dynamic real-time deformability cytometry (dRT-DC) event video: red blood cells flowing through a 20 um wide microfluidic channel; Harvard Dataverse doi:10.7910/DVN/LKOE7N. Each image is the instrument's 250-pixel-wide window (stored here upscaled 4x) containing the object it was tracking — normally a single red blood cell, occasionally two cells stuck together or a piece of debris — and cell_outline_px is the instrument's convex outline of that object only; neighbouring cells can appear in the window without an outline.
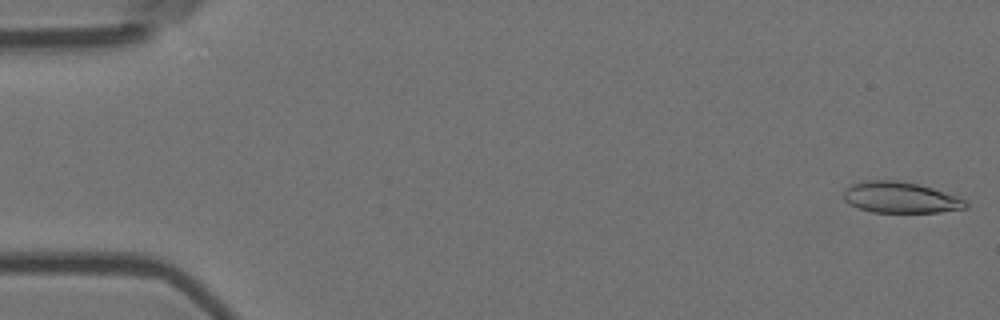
{"species": "Egyptian fruit bat (a non-hibernating species)", "species_latin": "Rousettus aegyptiacus", "temperature_condition": "room temperature", "stored_images_in_passage": 7, "camera_frame_rate_fps": 3000, "um_per_image_px": 0.085, "animal": {"sex": "female"}, "frame": {"image": 1, "passage_image": 1, "time_ms": 0.0, "image_size_px": [1000, 320], "cell_outline_px": [[968, 208], [940, 212], [872, 212], [848, 204], [844, 200], [844, 188], [852, 184], [864, 180], [900, 180], [920, 184], [956, 196], [964, 200], [968, 204]], "centroid_in_image_um": [76.51, 16.78], "position_along_channel_um": 8.5, "area_um2": 22.2}}